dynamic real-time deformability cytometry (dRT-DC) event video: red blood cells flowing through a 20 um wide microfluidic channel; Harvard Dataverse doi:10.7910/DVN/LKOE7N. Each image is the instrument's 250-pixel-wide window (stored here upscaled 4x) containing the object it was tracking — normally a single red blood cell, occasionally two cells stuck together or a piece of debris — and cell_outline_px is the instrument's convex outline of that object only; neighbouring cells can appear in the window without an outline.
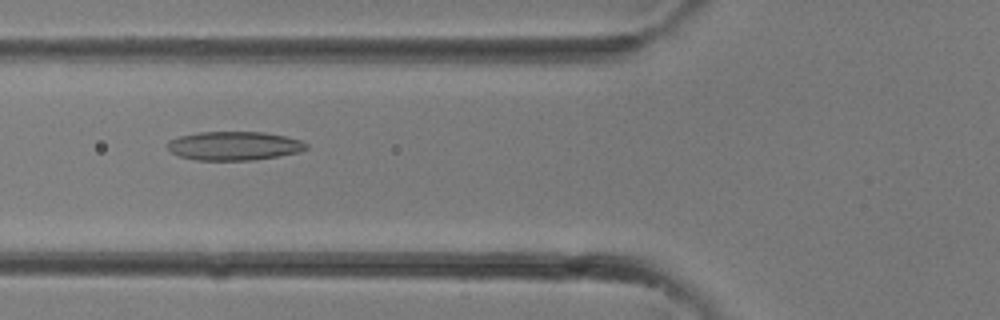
{"species": "common noctule bat (a hibernating species)", "species_latin": "Nyctalus noctula", "temperature_condition": "room temperature", "stored_images_in_passage": 22, "camera_frame_rate_fps": 3000, "um_per_image_px": 0.085, "animal": {"sex": "female"}, "frame": {"image": 1, "passage_image": 3, "time_ms": 0.667, "image_size_px": [1000, 320], "cell_outline_px": [[308, 148], [300, 152], [252, 160], [196, 160], [180, 156], [172, 152], [168, 148], [168, 140], [180, 136], [200, 132], [264, 132], [284, 136], [300, 140], [308, 144]], "centroid_in_image_um": [19.91, 12.39], "position_along_channel_um": 105.9, "area_um2": 23.12}}
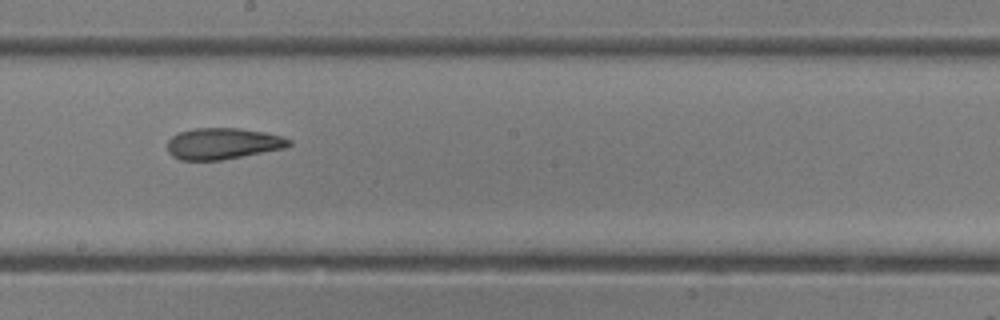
{"frame": {"image": 2, "passage_image": 9, "time_ms": 2.667, "image_size_px": [1000, 320], "cell_outline_px": [[292, 144], [284, 148], [220, 160], [180, 160], [172, 156], [168, 152], [168, 140], [172, 136], [180, 132], [196, 128], [240, 128], [264, 132], [280, 136], [292, 140]], "centroid_in_image_um": [18.92, 12.2], "position_along_channel_um": 229.3, "area_um2": 22.02}}
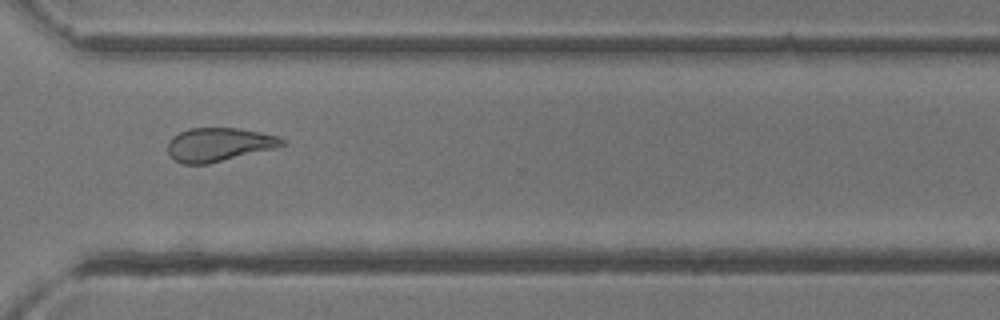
{"frame": {"image": 3, "passage_image": 15, "time_ms": 4.667, "image_size_px": [1000, 320], "cell_outline_px": [[284, 144], [276, 148], [208, 164], [184, 164], [176, 160], [168, 152], [168, 140], [172, 136], [188, 128], [240, 128], [280, 136], [284, 140]], "centroid_in_image_um": [18.61, 12.28], "position_along_channel_um": 352.0, "area_um2": 22.43}}